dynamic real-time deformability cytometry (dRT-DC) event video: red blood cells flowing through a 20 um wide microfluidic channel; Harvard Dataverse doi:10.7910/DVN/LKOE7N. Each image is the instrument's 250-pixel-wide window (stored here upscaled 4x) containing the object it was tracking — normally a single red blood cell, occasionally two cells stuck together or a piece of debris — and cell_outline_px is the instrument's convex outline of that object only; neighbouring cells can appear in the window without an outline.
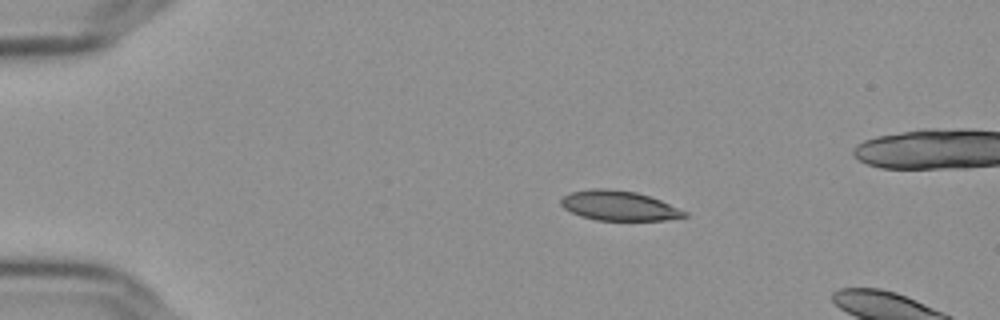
{"species": "Egyptian fruit bat (a non-hibernating species)", "species_latin": "Rousettus aegyptiacus", "temperature_condition": "cold", "stored_images_in_passage": 6, "camera_frame_rate_fps": 3000, "um_per_image_px": 0.085, "frame": {"image": 1, "passage_image": 1, "time_ms": 0.0, "image_size_px": [1000, 320], "cell_outline_px": [[688, 216], [664, 220], [596, 220], [580, 216], [564, 208], [560, 204], [560, 200], [564, 196], [572, 192], [596, 188], [608, 188], [636, 192], [660, 200], [688, 212]], "centroid_in_image_um": [52.61, 17.48], "position_along_channel_um": 32.4, "area_um2": 21.27}}